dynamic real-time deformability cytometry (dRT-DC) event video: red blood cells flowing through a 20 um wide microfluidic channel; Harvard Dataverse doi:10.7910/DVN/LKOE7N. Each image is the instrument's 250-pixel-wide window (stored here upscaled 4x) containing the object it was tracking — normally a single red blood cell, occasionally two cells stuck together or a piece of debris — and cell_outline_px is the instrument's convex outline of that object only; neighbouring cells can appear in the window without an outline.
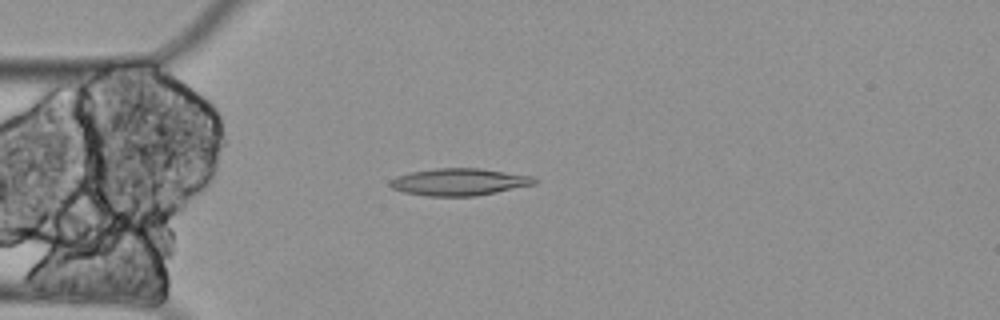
{"species": "Egyptian fruit bat (a non-hibernating species)", "species_latin": "Rousettus aegyptiacus", "temperature_condition": "cold", "stored_images_in_passage": 59, "camera_frame_rate_fps": 3000, "um_per_image_px": 0.085, "animal": {"sex": "female"}, "frame": {"image": 1, "passage_image": 15, "time_ms": 4.667, "image_size_px": [1000, 320], "cell_outline_px": [[540, 180], [536, 184], [476, 196], [428, 196], [404, 192], [392, 188], [388, 184], [388, 180], [396, 176], [408, 172], [436, 168], [480, 168], [532, 176]], "centroid_in_image_um": [39.01, 15.46], "position_along_channel_um": 46.0, "area_um2": 23.0}}
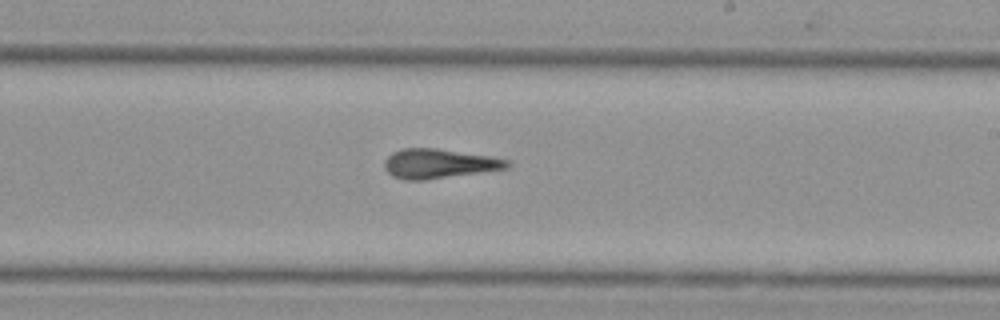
{"frame": {"image": 2, "passage_image": 34, "time_ms": 11.0, "image_size_px": [1000, 320], "cell_outline_px": [[512, 164], [508, 168], [424, 180], [404, 180], [392, 176], [384, 168], [384, 160], [392, 152], [400, 148], [436, 148], [488, 156], [512, 160]], "centroid_in_image_um": [37.29, 13.9], "position_along_channel_um": 251.7, "area_um2": 21.1}}
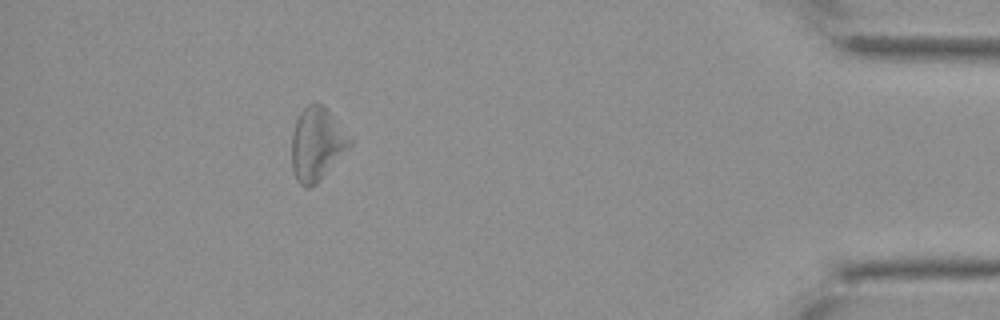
{"frame": {"image": 3, "passage_image": 53, "time_ms": 17.333, "image_size_px": [1000, 320], "cell_outline_px": [[352, 144], [320, 180], [316, 184], [308, 188], [304, 188], [296, 180], [292, 168], [292, 132], [296, 120], [300, 112], [308, 104], [316, 100], [324, 104], [328, 108], [352, 140]], "centroid_in_image_um": [26.92, 12.21], "position_along_channel_um": 408.3, "area_um2": 24.97}, "authors_computed_cell_mechanics": {"area_um2": 22.4264, "velocity_mm_per_s": 3.3155, "shape_relaxation_time_tau1_ms": null, "shape_relaxation_time_tau2_ms": 4.3214, "deformation_change_tau1": null, "deformation_change_tau2": 0.1604}}